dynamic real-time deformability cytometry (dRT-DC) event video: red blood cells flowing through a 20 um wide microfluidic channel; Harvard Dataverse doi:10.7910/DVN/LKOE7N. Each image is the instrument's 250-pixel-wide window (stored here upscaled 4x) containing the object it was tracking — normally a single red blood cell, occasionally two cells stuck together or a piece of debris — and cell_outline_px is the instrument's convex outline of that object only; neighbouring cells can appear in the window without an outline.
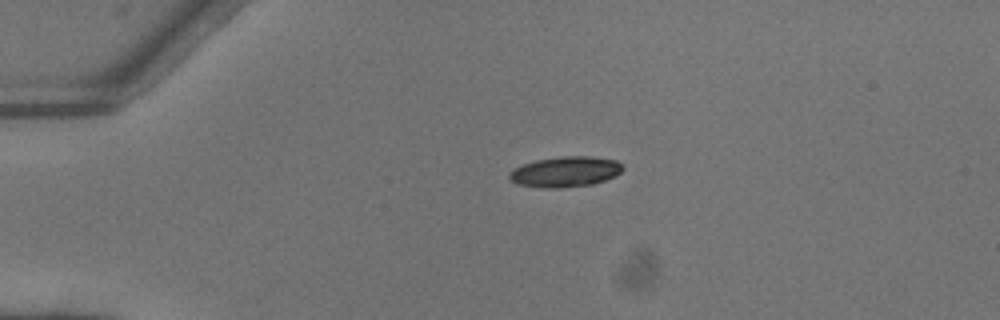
{"species": "common noctule bat (a hibernating species)", "species_latin": "Nyctalus noctula", "temperature_condition": "warm", "stored_images_in_passage": 40, "camera_frame_rate_fps": 3000, "um_per_image_px": 0.085, "animal": {"sex": "female"}, "frame": {"image": 1, "passage_image": 1, "time_ms": 0.0, "image_size_px": [1000, 320], "cell_outline_px": [[624, 168], [616, 176], [592, 184], [560, 188], [544, 188], [520, 184], [512, 180], [508, 176], [516, 168], [524, 164], [536, 160], [560, 156], [588, 156], [616, 160], [624, 164]], "centroid_in_image_um": [48.12, 14.59], "position_along_channel_um": 36.9, "area_um2": 19.94}}
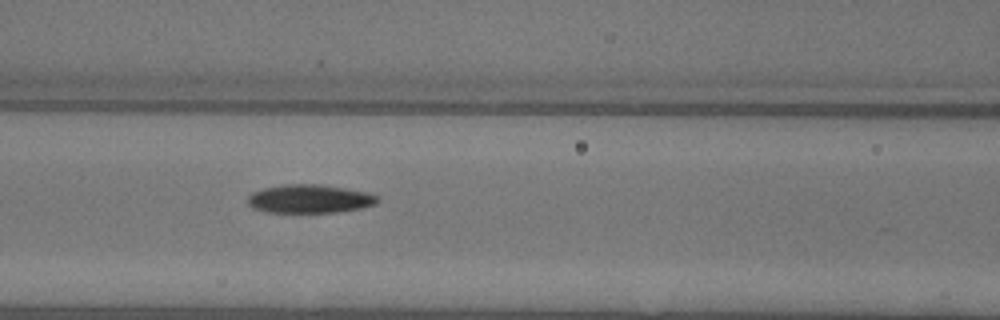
{"frame": {"image": 2, "passage_image": 12, "time_ms": 3.667, "image_size_px": [1000, 320], "cell_outline_px": [[376, 204], [360, 208], [336, 212], [268, 212], [252, 208], [248, 204], [248, 196], [252, 192], [264, 188], [284, 184], [316, 184], [344, 188], [368, 192], [376, 196]], "centroid_in_image_um": [26.27, 16.9], "position_along_channel_um": 140.3, "area_um2": 21.33}}
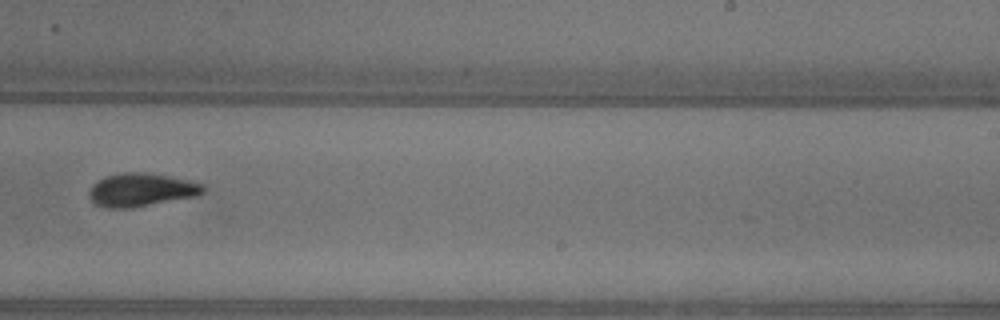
{"frame": {"image": 3, "passage_image": 22, "time_ms": 7.0, "image_size_px": [1000, 320], "cell_outline_px": [[204, 192], [196, 196], [132, 208], [108, 208], [96, 204], [88, 196], [88, 192], [92, 184], [108, 176], [120, 172], [144, 172], [168, 176], [188, 180], [204, 184]], "centroid_in_image_um": [12.0, 16.14], "position_along_channel_um": 277.0, "area_um2": 22.02}, "authors_computed_cell_mechanics": {"area_um2": 21.2126, "velocity_mm_per_s": 4.107, "shape_relaxation_time_tau1_ms": 3.077, "shape_relaxation_time_tau2_ms": 3.61, "deformation_change_tau1": 0.1524, "deformation_change_tau2": 0.1099}}